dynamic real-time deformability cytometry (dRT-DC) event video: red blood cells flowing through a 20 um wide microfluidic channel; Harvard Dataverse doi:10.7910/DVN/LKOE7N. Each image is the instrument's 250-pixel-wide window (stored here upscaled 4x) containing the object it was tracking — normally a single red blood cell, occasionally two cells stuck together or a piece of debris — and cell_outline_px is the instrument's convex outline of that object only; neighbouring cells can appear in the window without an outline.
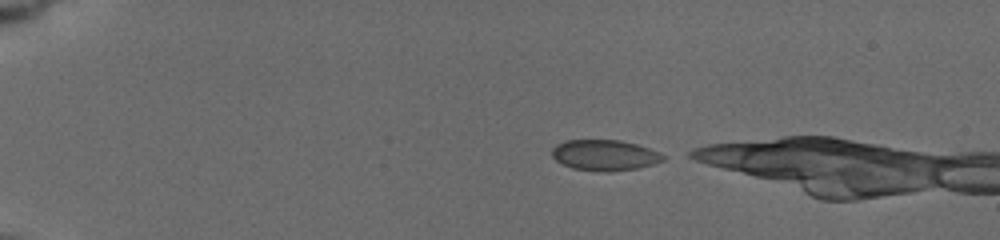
{"species": "common noctule bat (a hibernating species)", "species_latin": "Nyctalus noctula", "temperature_condition": "cold", "stored_images_in_passage": 26, "camera_frame_rate_fps": 3000, "um_per_image_px": 0.085, "animal": {"sex": "female", "body_mass_g": 19.5, "forearm_length_mm": 54.1}, "frame": {"image": 1, "passage_image": 1, "time_ms": 0.0, "image_size_px": [1000, 240], "cell_outline_px": [[668, 156], [664, 160], [656, 164], [640, 168], [572, 168], [556, 160], [552, 156], [552, 148], [556, 144], [564, 140], [620, 140], [636, 144], [660, 152]], "centroid_in_image_um": [51.44, 13.13], "position_along_channel_um": 33.6, "area_um2": 19.13}}
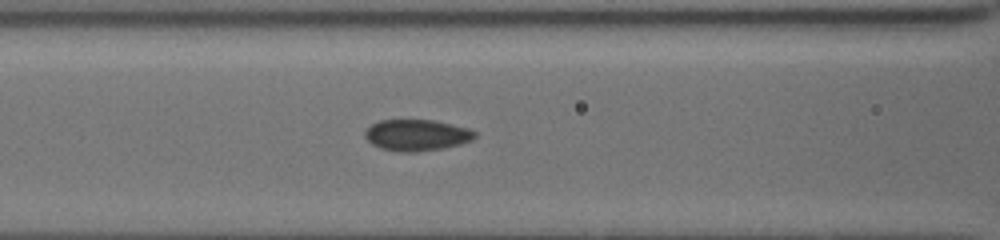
{"frame": {"image": 2, "passage_image": 18, "time_ms": 4.667, "image_size_px": [1000, 240], "cell_outline_px": [[476, 136], [472, 140], [460, 144], [444, 148], [416, 152], [400, 152], [380, 148], [372, 144], [364, 136], [364, 132], [372, 124], [380, 120], [432, 120], [468, 128], [476, 132]], "centroid_in_image_um": [35.41, 11.49], "position_along_channel_um": 131.2, "area_um2": 20.0}}
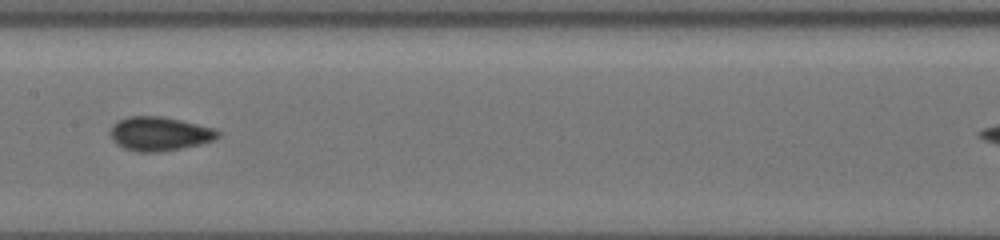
{"frame": {"image": 3, "passage_image": 25, "time_ms": 6.333, "image_size_px": [1000, 240], "cell_outline_px": [[220, 136], [212, 140], [200, 144], [160, 152], [140, 152], [124, 148], [116, 144], [112, 140], [112, 124], [128, 116], [164, 116], [216, 128], [220, 132]], "centroid_in_image_um": [13.58, 11.36], "position_along_channel_um": 193.8, "area_um2": 21.27}}